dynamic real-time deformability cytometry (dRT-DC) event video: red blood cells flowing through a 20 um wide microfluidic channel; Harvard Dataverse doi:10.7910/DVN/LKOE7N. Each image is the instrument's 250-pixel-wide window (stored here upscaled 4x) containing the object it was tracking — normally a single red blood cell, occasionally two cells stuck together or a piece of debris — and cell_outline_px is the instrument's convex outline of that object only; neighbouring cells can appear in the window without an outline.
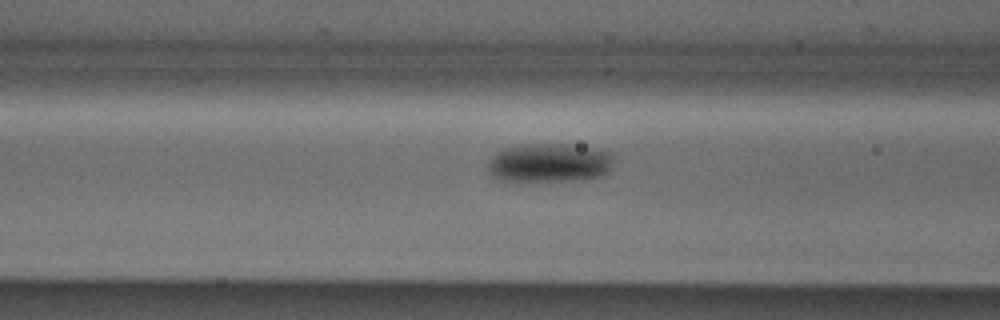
{"species": "Egyptian fruit bat (a non-hibernating species)", "species_latin": "Rousettus aegyptiacus", "temperature_condition": "cold", "stored_images_in_passage": 15, "camera_frame_rate_fps": 3000, "um_per_image_px": 0.085, "animal": {"sex": "male"}, "frame": {"image": 1, "passage_image": 13, "time_ms": 4.0, "image_size_px": [1000, 320], "cell_outline_px": [[612, 168], [608, 172], [600, 176], [568, 180], [500, 180], [492, 176], [488, 172], [488, 160], [496, 152], [512, 144], [564, 144], [592, 148], [612, 152]], "centroid_in_image_um": [46.65, 13.81], "position_along_channel_um": 120.0, "area_um2": 28.44}}